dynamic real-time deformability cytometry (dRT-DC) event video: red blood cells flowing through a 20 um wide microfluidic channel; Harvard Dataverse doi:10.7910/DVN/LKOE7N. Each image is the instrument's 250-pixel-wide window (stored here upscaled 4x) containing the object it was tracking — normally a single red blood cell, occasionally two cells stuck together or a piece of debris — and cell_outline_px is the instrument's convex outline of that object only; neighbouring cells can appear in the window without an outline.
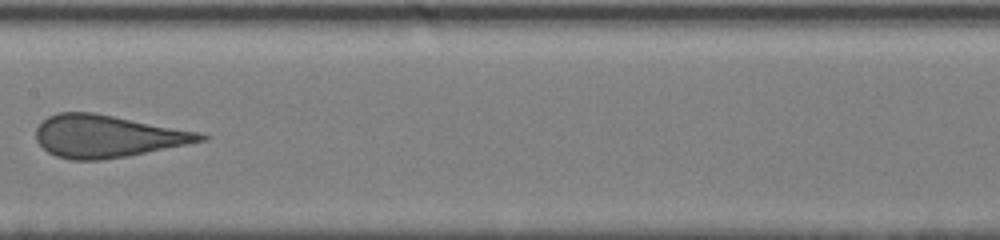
{"species": "human", "species_latin": "Homo sapiens", "temperature_condition": "cold", "stored_images_in_passage": 12, "camera_frame_rate_fps": 3000, "um_per_image_px": 0.085, "donor": {"sex": "male"}, "frame": {"image": 1, "passage_image": 9, "time_ms": 8.667, "image_size_px": [1000, 240], "cell_outline_px": [[208, 140], [104, 160], [72, 160], [56, 156], [48, 152], [36, 140], [36, 128], [48, 116], [60, 112], [92, 112], [200, 132], [208, 136]], "centroid_in_image_um": [9.1, 11.58], "position_along_channel_um": 198.3, "area_um2": 40.23}}
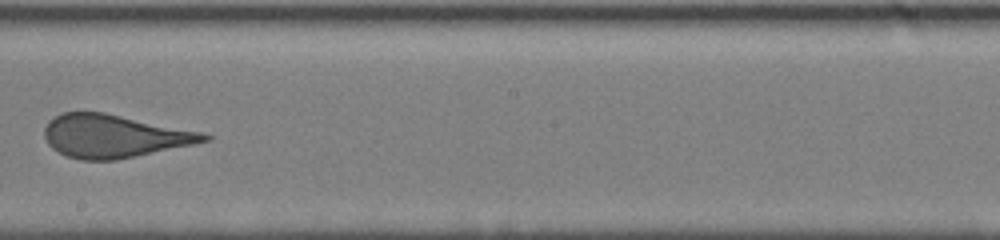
{"frame": {"image": 2, "passage_image": 10, "time_ms": 9.667, "image_size_px": [1000, 240], "cell_outline_px": [[212, 136], [208, 140], [192, 144], [116, 160], [80, 160], [68, 156], [52, 148], [48, 144], [44, 136], [44, 128], [48, 120], [60, 112], [104, 112], [200, 132]], "centroid_in_image_um": [9.61, 11.56], "position_along_channel_um": 238.6, "area_um2": 39.54}}
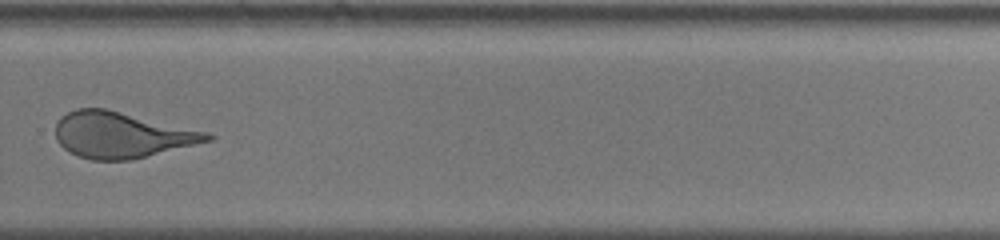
{"frame": {"image": 3, "passage_image": 12, "time_ms": 11.667, "image_size_px": [1000, 240], "cell_outline_px": [[216, 136], [212, 140], [132, 160], [92, 160], [76, 156], [68, 152], [56, 140], [56, 124], [60, 116], [76, 108], [104, 108], [208, 132]], "centroid_in_image_um": [10.3, 11.48], "position_along_channel_um": 319.5, "area_um2": 40.58}}